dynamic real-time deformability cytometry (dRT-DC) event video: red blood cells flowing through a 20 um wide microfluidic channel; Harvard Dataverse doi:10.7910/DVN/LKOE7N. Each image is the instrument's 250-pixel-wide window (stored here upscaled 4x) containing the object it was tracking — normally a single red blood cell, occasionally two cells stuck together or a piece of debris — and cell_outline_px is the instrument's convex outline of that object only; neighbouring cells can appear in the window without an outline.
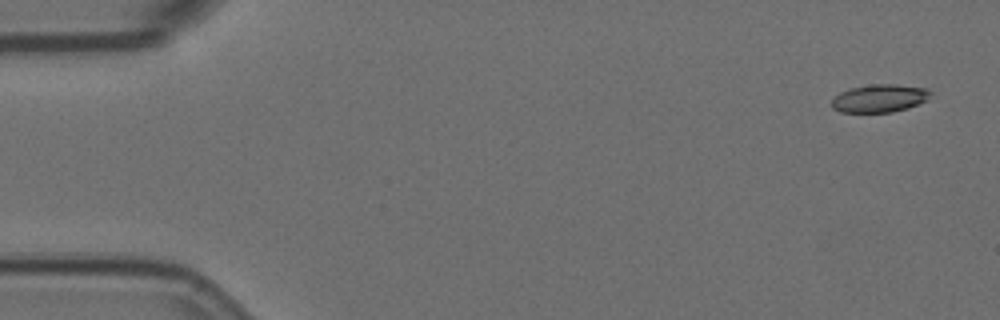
{"species": "Egyptian fruit bat (a non-hibernating species)", "species_latin": "Rousettus aegyptiacus", "temperature_condition": "room temperature", "stored_images_in_passage": 5, "camera_frame_rate_fps": 3000, "um_per_image_px": 0.085, "animal": {"sex": "female"}, "frame": {"image": 1, "passage_image": 1, "time_ms": 0.0, "image_size_px": [1000, 320], "cell_outline_px": [[932, 92], [928, 100], [908, 108], [892, 112], [840, 112], [832, 108], [832, 100], [840, 92], [852, 88], [872, 84], [896, 84], [928, 88]], "centroid_in_image_um": [74.8, 8.35], "position_along_channel_um": 10.2, "area_um2": 16.13}}
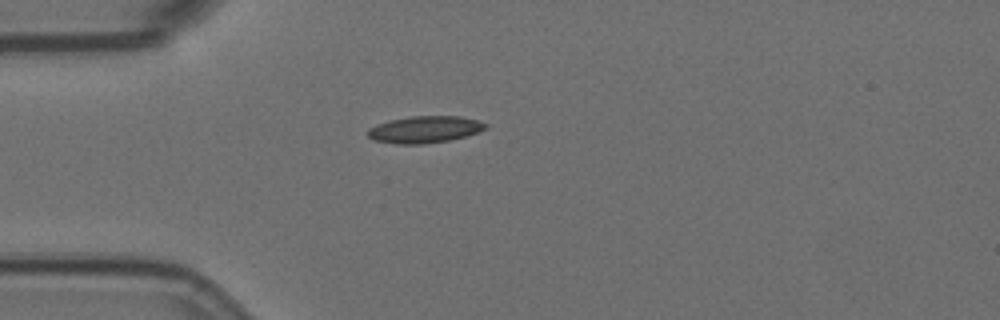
{"frame": {"image": 2, "passage_image": 5, "time_ms": 1.333, "image_size_px": [1000, 320], "cell_outline_px": [[488, 128], [464, 136], [448, 140], [424, 144], [396, 144], [372, 140], [368, 136], [368, 128], [376, 124], [392, 120], [412, 116], [460, 116], [476, 120], [488, 124]], "centroid_in_image_um": [36.07, 11.01], "position_along_channel_um": 48.9, "area_um2": 18.32}}